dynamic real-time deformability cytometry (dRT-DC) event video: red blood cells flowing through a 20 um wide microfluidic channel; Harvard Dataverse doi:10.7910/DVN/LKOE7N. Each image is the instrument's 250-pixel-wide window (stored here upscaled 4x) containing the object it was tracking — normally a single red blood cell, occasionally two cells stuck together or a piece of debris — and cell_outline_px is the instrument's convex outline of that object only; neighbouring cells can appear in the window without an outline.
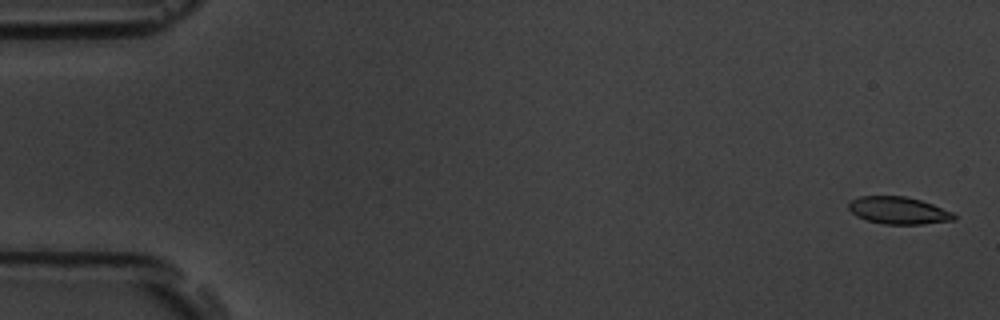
{"species": "common noctule bat (a hibernating species)", "species_latin": "Nyctalus noctula", "temperature_condition": "room temperature", "stored_images_in_passage": 47, "camera_frame_rate_fps": 3000, "um_per_image_px": 0.085, "animal": {"sex": "male", "body_mass_g": 19.5, "forearm_length_mm": 54.6}, "frame": {"image": 1, "passage_image": 2, "time_ms": 0.333, "image_size_px": [1000, 320], "cell_outline_px": [[956, 220], [920, 224], [884, 224], [868, 220], [856, 216], [848, 208], [848, 204], [852, 200], [860, 196], [904, 196], [920, 200], [932, 204], [952, 212], [956, 216]], "centroid_in_image_um": [76.37, 17.89], "position_along_channel_um": 8.6, "area_um2": 16.59}}
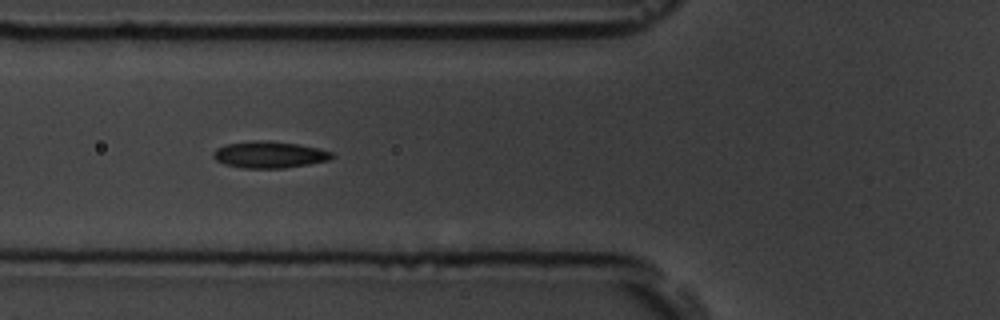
{"frame": {"image": 2, "passage_image": 21, "time_ms": 6.667, "image_size_px": [1000, 320], "cell_outline_px": [[336, 156], [328, 160], [308, 164], [284, 168], [244, 168], [224, 164], [216, 160], [212, 156], [212, 152], [216, 148], [224, 144], [252, 140], [268, 140], [296, 144], [320, 148], [332, 152]], "centroid_in_image_um": [22.87, 13.13], "position_along_channel_um": 102.9, "area_um2": 18.61}}
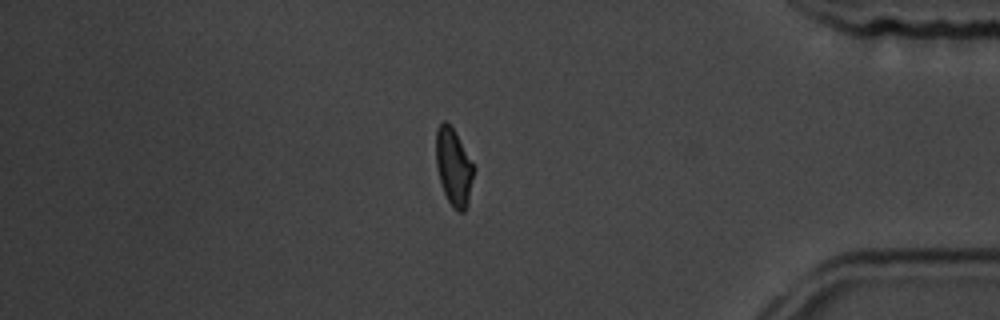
{"frame": {"image": 3, "passage_image": 47, "time_ms": 15.333, "image_size_px": [1000, 320], "cell_outline_px": [[476, 168], [468, 204], [464, 212], [456, 212], [452, 208], [444, 192], [440, 180], [436, 164], [436, 128], [444, 120], [448, 120], [456, 132]], "centroid_in_image_um": [38.58, 14.19], "position_along_channel_um": 396.6, "area_um2": 17.4}, "authors_computed_cell_mechanics": {"area_um2": 17.6868, "velocity_mm_per_s": 3.7596, "shape_relaxation_time_tau1_ms": 3.3212, "shape_relaxation_time_tau2_ms": 1.6028, "deformation_change_tau1": 0.1348, "deformation_change_tau2": 0.0573}}